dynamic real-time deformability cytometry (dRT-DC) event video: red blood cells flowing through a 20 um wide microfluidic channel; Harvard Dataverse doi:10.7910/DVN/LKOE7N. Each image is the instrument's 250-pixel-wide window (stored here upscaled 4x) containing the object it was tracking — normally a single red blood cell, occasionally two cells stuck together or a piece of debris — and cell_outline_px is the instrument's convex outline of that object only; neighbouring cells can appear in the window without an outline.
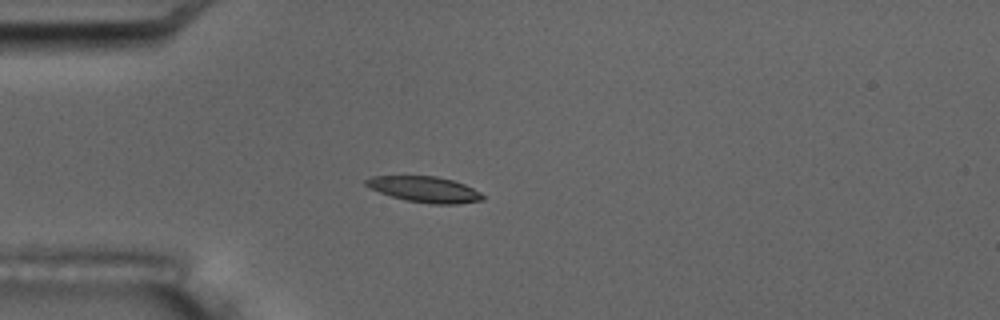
{"species": "common noctule bat (a hibernating species)", "species_latin": "Nyctalus noctula", "temperature_condition": "room temperature", "stored_images_in_passage": 5, "camera_frame_rate_fps": 3000, "um_per_image_px": 0.085, "animal": {"sex": "male", "body_mass_g": 17.5, "forearm_length_mm": 52.3}, "frame": {"image": 1, "passage_image": 5, "time_ms": 4.667, "image_size_px": [1000, 320], "cell_outline_px": [[484, 200], [460, 204], [432, 204], [404, 200], [380, 192], [364, 184], [364, 180], [372, 176], [436, 176], [452, 180], [464, 184], [480, 192], [484, 196]], "centroid_in_image_um": [36.12, 16.1], "position_along_channel_um": 48.9, "area_um2": 17.51}}